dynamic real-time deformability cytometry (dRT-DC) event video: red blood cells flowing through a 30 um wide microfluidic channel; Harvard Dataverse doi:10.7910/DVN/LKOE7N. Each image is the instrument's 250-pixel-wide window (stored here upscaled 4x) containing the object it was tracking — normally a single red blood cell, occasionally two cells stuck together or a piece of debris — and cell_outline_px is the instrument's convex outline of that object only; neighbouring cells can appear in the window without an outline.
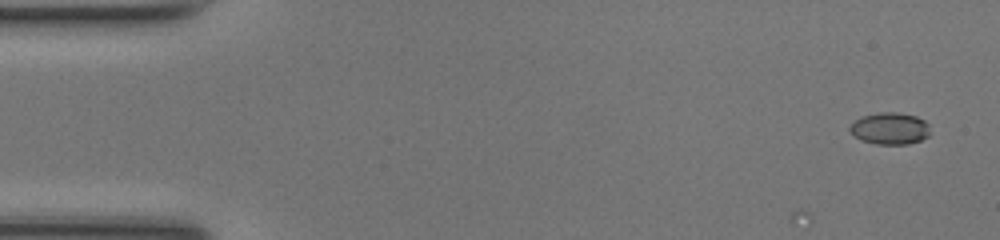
{"species": "common noctule bat (a hibernating species)", "species_latin": "Nyctalus noctula", "temperature_condition": "room temperature", "stored_images_in_passage": 14, "camera_frame_rate_fps": 3000, "um_per_image_px": 0.085, "animal": {"sex": "female", "body_mass_g": 17.0, "forearm_length_mm": 48.0}, "frame": {"image": 1, "passage_image": 3, "time_ms": 0.667, "image_size_px": [1000, 240], "cell_outline_px": [[928, 136], [920, 140], [908, 144], [876, 144], [860, 140], [848, 128], [860, 116], [880, 112], [896, 112], [916, 116], [924, 120], [928, 124]], "centroid_in_image_um": [75.63, 10.91], "position_along_channel_um": 9.4, "area_um2": 14.8}}
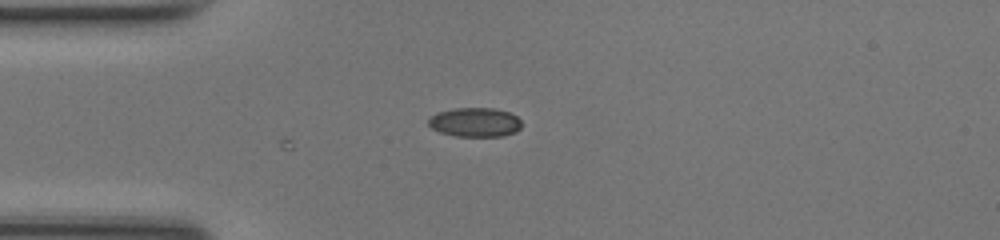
{"frame": {"image": 2, "passage_image": 14, "time_ms": 4.333, "image_size_px": [1000, 240], "cell_outline_px": [[520, 128], [516, 132], [504, 136], [456, 136], [440, 132], [432, 128], [428, 124], [428, 120], [436, 112], [456, 108], [492, 108], [508, 112], [516, 116], [520, 120]], "centroid_in_image_um": [40.37, 10.39], "position_along_channel_um": 44.6, "area_um2": 15.78}}